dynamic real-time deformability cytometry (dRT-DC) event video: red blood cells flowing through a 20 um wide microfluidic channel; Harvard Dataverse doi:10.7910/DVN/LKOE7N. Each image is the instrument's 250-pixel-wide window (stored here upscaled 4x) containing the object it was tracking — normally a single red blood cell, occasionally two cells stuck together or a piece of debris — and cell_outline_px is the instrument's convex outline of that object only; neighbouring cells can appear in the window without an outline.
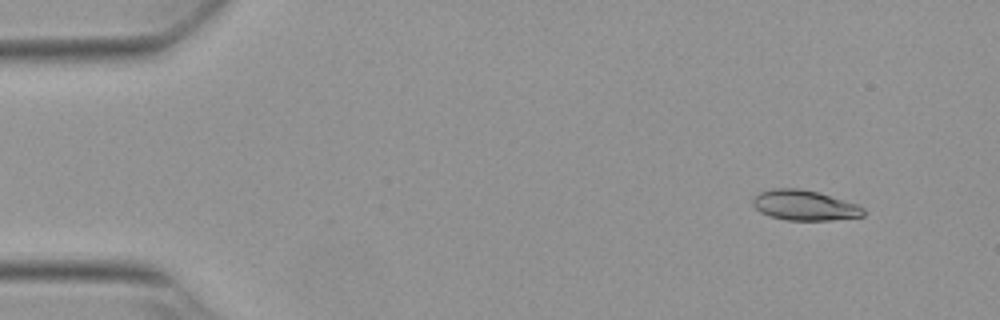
{"species": "Egyptian fruit bat (a non-hibernating species)", "species_latin": "Rousettus aegyptiacus", "temperature_condition": "warm", "stored_images_in_passage": 52, "camera_frame_rate_fps": 3000, "um_per_image_px": 0.085, "animal": {"sex": "female"}, "frame": {"image": 1, "passage_image": 3, "time_ms": 0.667, "image_size_px": [1000, 320], "cell_outline_px": [[864, 216], [832, 220], [788, 220], [772, 216], [760, 212], [752, 204], [752, 200], [760, 192], [772, 188], [800, 188], [816, 192], [856, 204], [864, 208]], "centroid_in_image_um": [68.37, 17.45], "position_along_channel_um": 16.6, "area_um2": 19.19}}
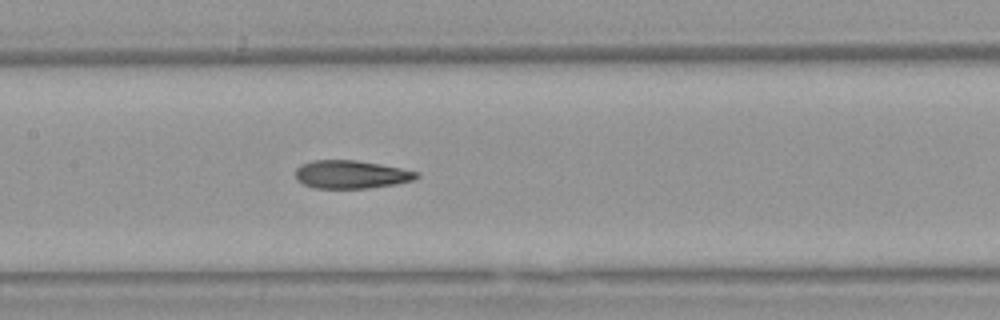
{"frame": {"image": 2, "passage_image": 24, "time_ms": 7.667, "image_size_px": [1000, 320], "cell_outline_px": [[420, 176], [412, 180], [396, 184], [368, 188], [312, 188], [296, 180], [296, 168], [300, 164], [312, 160], [356, 160], [380, 164], [420, 172]], "centroid_in_image_um": [29.83, 14.82], "position_along_channel_um": 177.6, "area_um2": 19.94}}
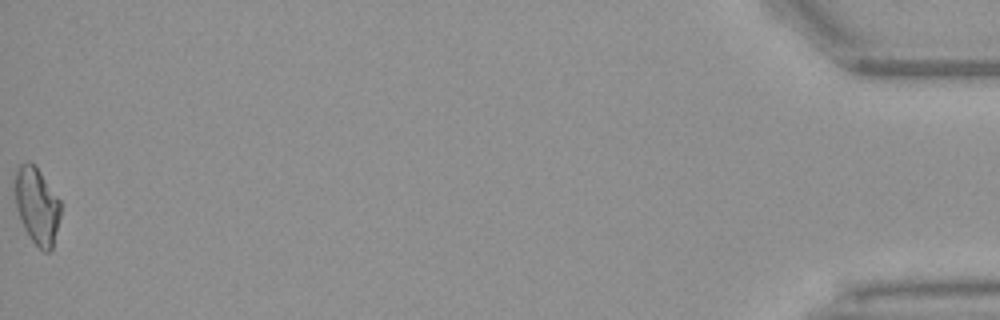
{"frame": {"image": 3, "passage_image": 52, "time_ms": 17.0, "image_size_px": [1000, 320], "cell_outline_px": [[60, 216], [52, 248], [48, 252], [44, 252], [28, 236], [20, 220], [16, 208], [16, 168], [20, 164], [28, 160], [36, 164], [60, 200]], "centroid_in_image_um": [3.14, 17.45], "position_along_channel_um": 432.1, "area_um2": 20.4}, "authors_computed_cell_mechanics": {"area_um2": 20.0566, "velocity_mm_per_s": 3.8199, "shape_relaxation_time_tau1_ms": 11.2645, "shape_relaxation_time_tau2_ms": 2.5918, "deformation_change_tau1": 0.3037, "deformation_change_tau2": 0.099}}